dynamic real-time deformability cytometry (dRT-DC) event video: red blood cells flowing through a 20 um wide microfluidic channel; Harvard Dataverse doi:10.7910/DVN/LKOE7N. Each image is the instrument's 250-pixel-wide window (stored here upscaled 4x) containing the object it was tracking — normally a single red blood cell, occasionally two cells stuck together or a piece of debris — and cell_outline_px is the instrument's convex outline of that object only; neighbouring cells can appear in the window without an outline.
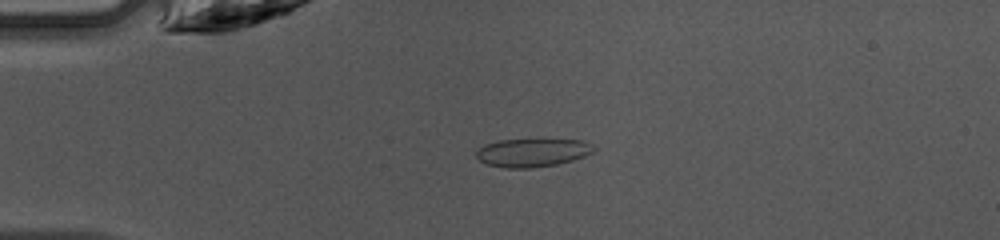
{"species": "common noctule bat (a hibernating species)", "species_latin": "Nyctalus noctula", "temperature_condition": "warm", "stored_images_in_passage": 48, "camera_frame_rate_fps": 3000, "um_per_image_px": 0.085, "animal": {"sex": "female", "body_mass_g": 10.0, "forearm_length_mm": 53.1}, "frame": {"image": 1, "passage_image": 12, "time_ms": 3.667, "image_size_px": [1000, 240], "cell_outline_px": [[596, 148], [592, 152], [584, 156], [572, 160], [556, 164], [532, 168], [504, 168], [488, 164], [480, 160], [476, 156], [476, 148], [484, 144], [500, 140], [536, 136], [584, 140], [592, 144]], "centroid_in_image_um": [45.27, 12.9], "position_along_channel_um": 39.7, "area_um2": 20.52}}
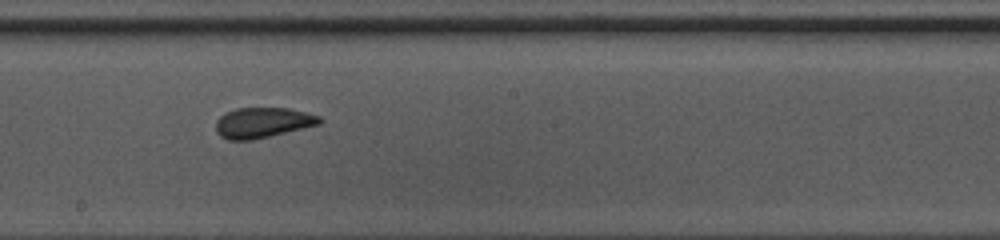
{"frame": {"image": 2, "passage_image": 27, "time_ms": 8.667, "image_size_px": [1000, 240], "cell_outline_px": [[324, 120], [320, 124], [252, 140], [228, 140], [220, 136], [216, 132], [216, 120], [224, 112], [236, 108], [288, 108], [320, 116]], "centroid_in_image_um": [22.3, 10.42], "position_along_channel_um": 225.9, "area_um2": 18.38}}
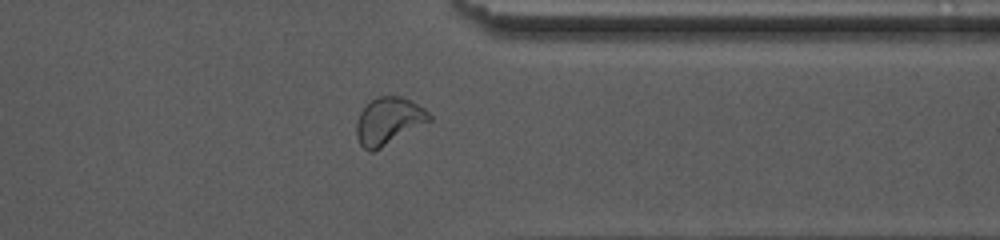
{"frame": {"image": 3, "passage_image": 38, "time_ms": 12.333, "image_size_px": [1000, 240], "cell_outline_px": [[432, 120], [380, 148], [372, 152], [368, 152], [360, 144], [356, 136], [356, 124], [360, 112], [372, 100], [380, 96], [400, 96], [424, 108], [432, 116]], "centroid_in_image_um": [33.02, 10.3], "position_along_channel_um": 378.4, "area_um2": 19.71}, "authors_computed_cell_mechanics": {"area_um2": 19.7098, "velocity_mm_per_s": 4.2481, "shape_relaxation_time_tau1_ms": 6.5007, "shape_relaxation_time_tau2_ms": 0.7814, "deformation_change_tau1": 0.1748, "deformation_change_tau2": 0.0524}}